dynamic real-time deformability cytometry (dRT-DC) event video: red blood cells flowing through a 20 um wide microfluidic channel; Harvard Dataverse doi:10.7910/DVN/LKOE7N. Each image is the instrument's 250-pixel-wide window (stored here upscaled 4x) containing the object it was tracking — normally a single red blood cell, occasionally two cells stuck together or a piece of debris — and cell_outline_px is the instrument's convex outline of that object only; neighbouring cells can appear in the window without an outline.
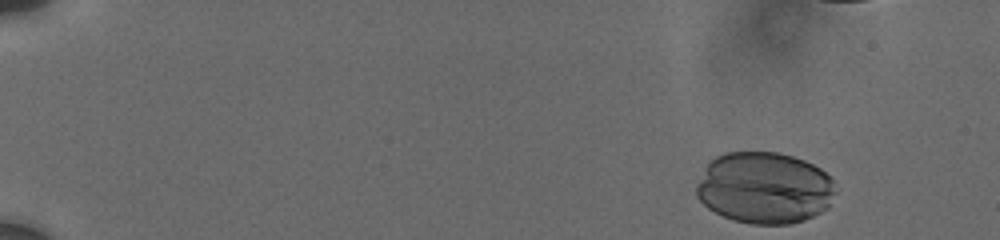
{"species": "human", "species_latin": "Homo sapiens", "temperature_condition": "cold", "stored_images_in_passage": 24, "camera_frame_rate_fps": 3000, "um_per_image_px": 0.085, "donor": {"sex": "male"}, "frame": {"image": 1, "passage_image": 1, "time_ms": 0.0, "image_size_px": [1000, 240], "cell_outline_px": [[836, 192], [828, 208], [804, 220], [792, 224], [752, 224], [732, 220], [708, 208], [696, 196], [696, 184], [704, 168], [716, 156], [724, 152], [776, 152], [792, 156], [804, 160], [820, 168], [832, 180]], "centroid_in_image_um": [64.97, 15.97], "position_along_channel_um": 20.0, "area_um2": 58.2}}